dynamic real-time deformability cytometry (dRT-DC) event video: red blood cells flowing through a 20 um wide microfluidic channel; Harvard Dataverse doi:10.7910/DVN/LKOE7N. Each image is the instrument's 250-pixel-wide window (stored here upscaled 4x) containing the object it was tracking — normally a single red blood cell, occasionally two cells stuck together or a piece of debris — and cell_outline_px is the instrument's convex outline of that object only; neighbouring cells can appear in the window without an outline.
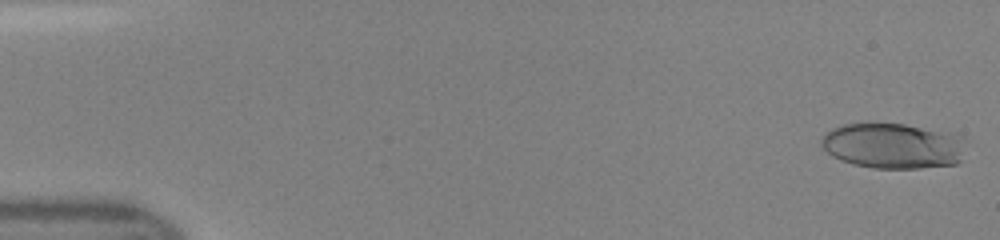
{"species": "human", "species_latin": "Homo sapiens", "temperature_condition": "room temperature", "stored_images_in_passage": 41, "camera_frame_rate_fps": 3000, "um_per_image_px": 0.085, "donor": {"sex": "female"}, "frame": {"image": 1, "passage_image": 1, "time_ms": 0.0, "image_size_px": [1000, 240], "cell_outline_px": [[964, 136], [960, 160], [956, 164], [920, 168], [872, 168], [852, 164], [840, 160], [832, 156], [820, 144], [820, 140], [832, 128], [840, 124], [868, 120], [904, 124], [948, 132]], "centroid_in_image_um": [75.84, 12.35], "position_along_channel_um": 9.2, "area_um2": 39.07}}
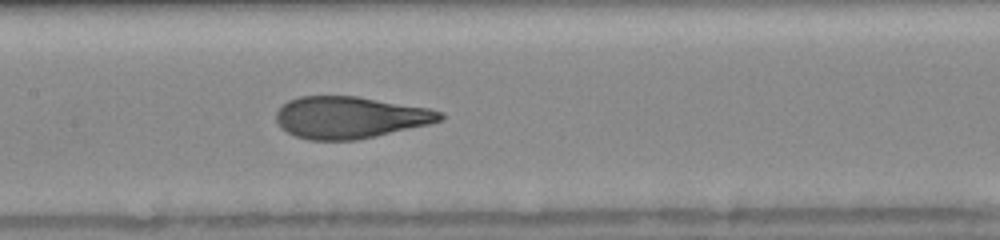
{"frame": {"image": 2, "passage_image": 23, "time_ms": 7.333, "image_size_px": [1000, 240], "cell_outline_px": [[444, 120], [428, 124], [376, 136], [356, 140], [308, 140], [296, 136], [280, 128], [276, 120], [276, 112], [288, 100], [300, 96], [356, 96], [428, 108], [444, 112]], "centroid_in_image_um": [29.74, 9.98], "position_along_channel_um": 177.7, "area_um2": 39.94}}
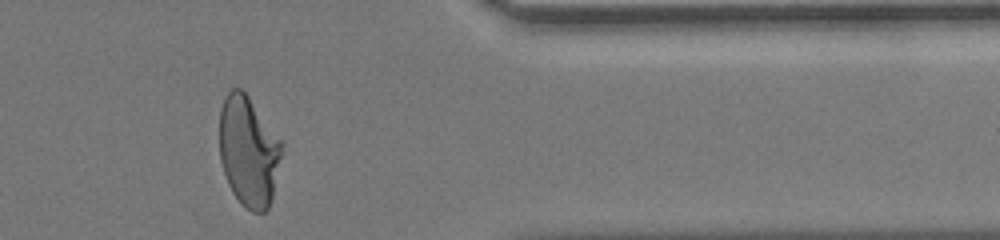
{"frame": {"image": 3, "passage_image": 39, "time_ms": 12.667, "image_size_px": [1000, 240], "cell_outline_px": [[284, 144], [272, 196], [268, 208], [264, 212], [252, 212], [232, 192], [228, 184], [220, 160], [220, 108], [224, 96], [232, 88], [240, 88], [248, 96]], "centroid_in_image_um": [21.12, 12.83], "position_along_channel_um": 390.3, "area_um2": 39.71}}